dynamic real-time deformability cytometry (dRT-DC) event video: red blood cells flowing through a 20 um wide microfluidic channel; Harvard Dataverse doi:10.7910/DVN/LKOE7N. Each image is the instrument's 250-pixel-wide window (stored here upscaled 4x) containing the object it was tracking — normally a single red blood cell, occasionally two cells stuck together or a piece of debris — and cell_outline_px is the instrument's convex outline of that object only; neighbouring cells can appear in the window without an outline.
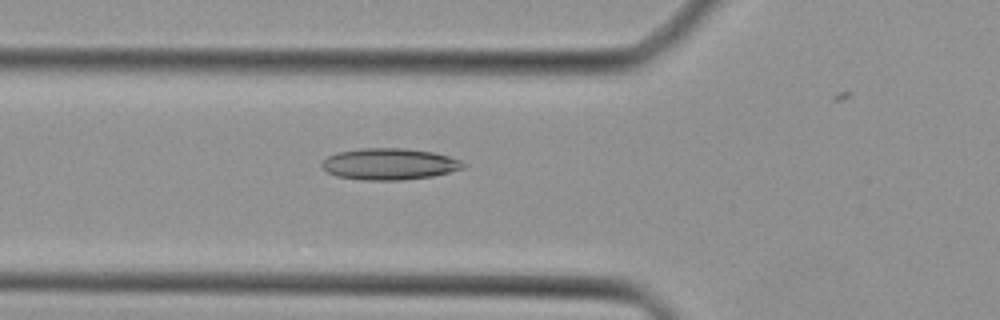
{"species": "Egyptian fruit bat (a non-hibernating species)", "species_latin": "Rousettus aegyptiacus", "temperature_condition": "cold", "stored_images_in_passage": 10, "camera_frame_rate_fps": 3000, "um_per_image_px": 0.085, "animal": {"sex": "female"}, "frame": {"image": 1, "passage_image": 3, "time_ms": 0.667, "image_size_px": [1000, 320], "cell_outline_px": [[468, 164], [464, 168], [432, 176], [400, 180], [364, 180], [336, 176], [328, 172], [320, 164], [328, 156], [336, 152], [360, 148], [404, 148], [432, 152], [448, 156], [460, 160]], "centroid_in_image_um": [33.09, 13.94], "position_along_channel_um": 92.7, "area_um2": 25.89}}
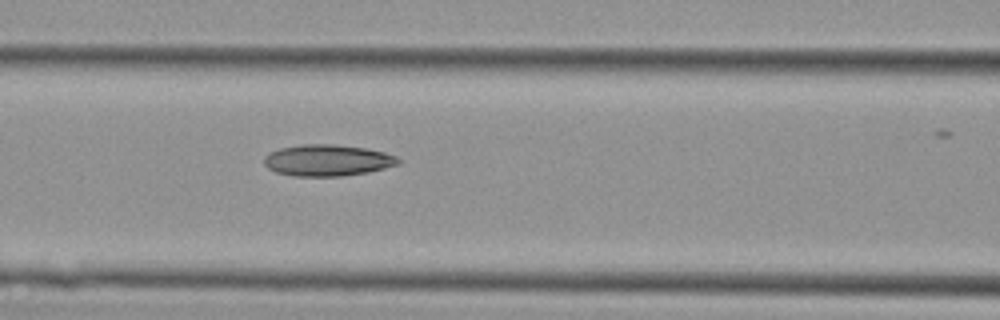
{"frame": {"image": 2, "passage_image": 6, "time_ms": 1.667, "image_size_px": [1000, 320], "cell_outline_px": [[404, 160], [400, 164], [368, 172], [340, 176], [292, 176], [276, 172], [268, 168], [264, 164], [264, 156], [280, 148], [300, 144], [332, 144], [364, 148], [384, 152], [396, 156]], "centroid_in_image_um": [27.85, 13.63], "position_along_channel_um": 138.7, "area_um2": 24.62}}
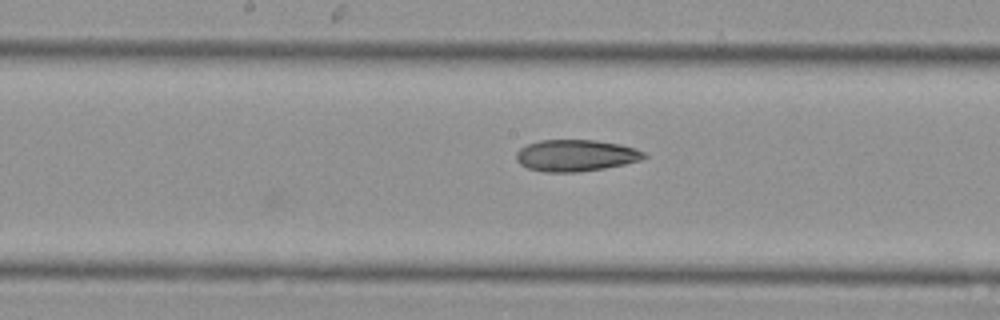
{"frame": {"image": 3, "passage_image": 10, "time_ms": 3.0, "image_size_px": [1000, 320], "cell_outline_px": [[648, 156], [640, 160], [624, 164], [604, 168], [576, 172], [544, 172], [528, 168], [520, 164], [516, 160], [516, 152], [520, 148], [528, 144], [540, 140], [596, 140], [620, 144], [636, 148], [644, 152]], "centroid_in_image_um": [48.94, 13.21], "position_along_channel_um": 199.3, "area_um2": 23.58}}